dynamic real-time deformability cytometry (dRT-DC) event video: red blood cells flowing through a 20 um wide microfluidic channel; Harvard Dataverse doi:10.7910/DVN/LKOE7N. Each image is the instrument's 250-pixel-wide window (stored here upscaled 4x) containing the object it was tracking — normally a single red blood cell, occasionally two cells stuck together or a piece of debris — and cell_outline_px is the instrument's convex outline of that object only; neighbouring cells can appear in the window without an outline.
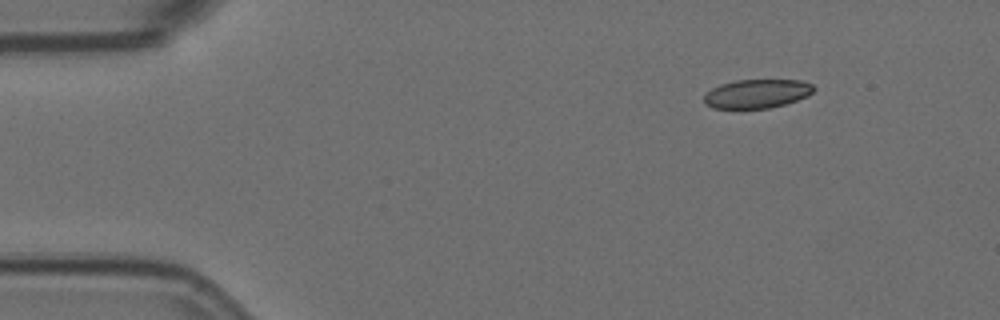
{"species": "Egyptian fruit bat (a non-hibernating species)", "species_latin": "Rousettus aegyptiacus", "temperature_condition": "room temperature", "stored_images_in_passage": 9, "camera_frame_rate_fps": 3000, "um_per_image_px": 0.085, "animal": {"sex": "female"}, "frame": {"image": 1, "passage_image": 1, "time_ms": 0.0, "image_size_px": [1000, 320], "cell_outline_px": [[816, 88], [808, 96], [784, 104], [768, 108], [712, 108], [704, 104], [704, 92], [720, 84], [736, 80], [800, 80], [812, 84]], "centroid_in_image_um": [64.31, 7.96], "position_along_channel_um": 20.7, "area_um2": 18.5}}
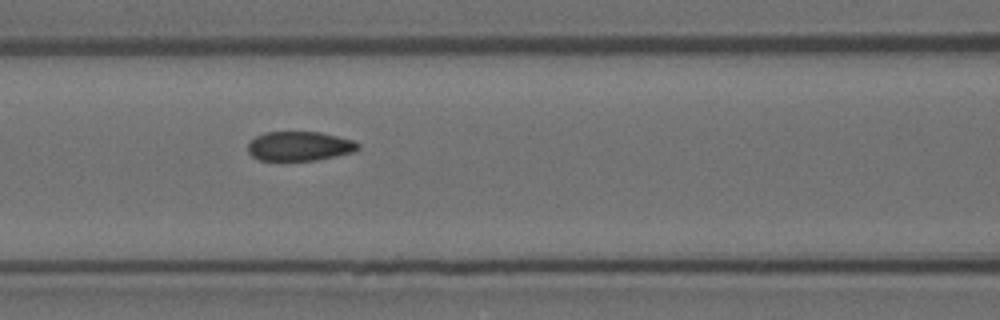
{"frame": {"image": 2, "passage_image": 6, "time_ms": 1.667, "image_size_px": [1000, 320], "cell_outline_px": [[360, 148], [356, 152], [316, 160], [260, 160], [252, 156], [248, 152], [248, 144], [256, 136], [264, 132], [320, 132], [352, 140], [360, 144]], "centroid_in_image_um": [25.48, 12.42], "position_along_channel_um": 141.1, "area_um2": 18.84}}
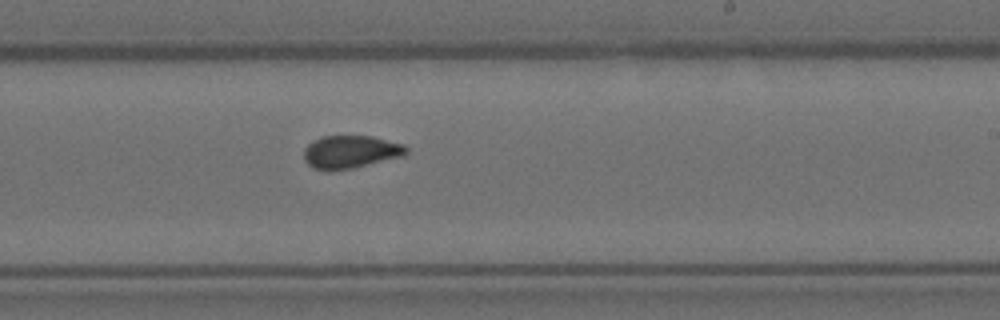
{"frame": {"image": 3, "passage_image": 9, "time_ms": 2.667, "image_size_px": [1000, 320], "cell_outline_px": [[408, 152], [404, 156], [352, 168], [312, 168], [304, 160], [304, 148], [312, 140], [320, 136], [372, 136], [404, 144], [408, 148]], "centroid_in_image_um": [29.82, 12.87], "position_along_channel_um": 259.2, "area_um2": 19.36}}